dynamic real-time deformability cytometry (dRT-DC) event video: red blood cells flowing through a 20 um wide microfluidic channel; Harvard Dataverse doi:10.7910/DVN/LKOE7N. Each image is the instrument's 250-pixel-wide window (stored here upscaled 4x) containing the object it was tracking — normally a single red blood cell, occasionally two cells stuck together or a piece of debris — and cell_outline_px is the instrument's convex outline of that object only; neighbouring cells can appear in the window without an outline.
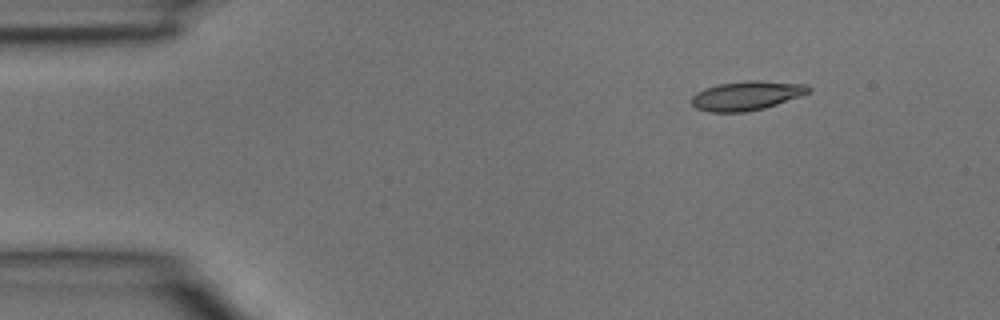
{"species": "common noctule bat (a hibernating species)", "species_latin": "Nyctalus noctula", "temperature_condition": "room temperature", "stored_images_in_passage": 3, "segment_of_instrument_passage": [2, 2], "camera_frame_rate_fps": 3000, "um_per_image_px": 0.085, "animal": {"sex": "male", "body_mass_g": 15.6}, "frame": {"image": 1, "passage_image": 3, "time_ms": 0.667, "image_size_px": [1000, 320], "cell_outline_px": [[812, 88], [808, 92], [800, 96], [764, 108], [744, 112], [708, 112], [696, 108], [692, 104], [692, 96], [696, 92], [704, 88], [720, 84], [748, 80], [756, 80], [808, 84]], "centroid_in_image_um": [63.45, 8.12], "position_along_channel_um": 21.5, "area_um2": 19.83}}